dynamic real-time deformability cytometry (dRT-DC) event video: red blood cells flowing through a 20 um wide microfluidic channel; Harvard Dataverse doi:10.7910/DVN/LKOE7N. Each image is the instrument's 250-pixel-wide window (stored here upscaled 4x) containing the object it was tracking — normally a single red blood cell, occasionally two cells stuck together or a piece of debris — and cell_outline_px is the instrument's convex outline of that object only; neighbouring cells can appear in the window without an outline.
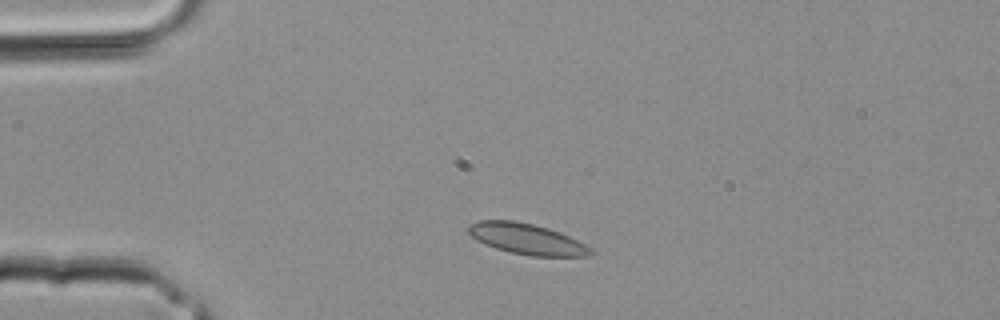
{"species": "common noctule bat (a hibernating species)", "species_latin": "Nyctalus noctula", "temperature_condition": "room temperature", "stored_images_in_passage": 31, "camera_frame_rate_fps": 3000, "um_per_image_px": 0.085, "animal": {"sex": "male", "body_mass_g": 20.4}, "frame": {"image": 1, "passage_image": 4, "time_ms": 1.0, "image_size_px": [1000, 320], "cell_outline_px": [[592, 252], [588, 256], [532, 256], [512, 252], [496, 248], [484, 244], [476, 240], [468, 232], [468, 228], [472, 224], [480, 220], [512, 220], [532, 224], [548, 228], [560, 232], [592, 248]], "centroid_in_image_um": [44.77, 20.31], "position_along_channel_um": 40.2, "area_um2": 21.62}}
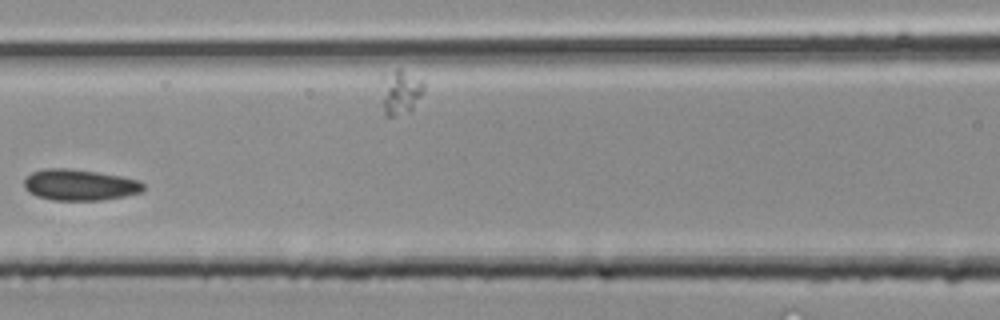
{"frame": {"image": 2, "passage_image": 12, "time_ms": 3.667, "image_size_px": [1000, 320], "cell_outline_px": [[144, 188], [140, 192], [124, 196], [100, 200], [52, 200], [36, 196], [28, 192], [24, 188], [24, 180], [32, 172], [44, 168], [68, 168], [96, 172], [120, 176], [140, 180], [144, 184]], "centroid_in_image_um": [6.74, 15.71], "position_along_channel_um": 159.9, "area_um2": 21.62}}
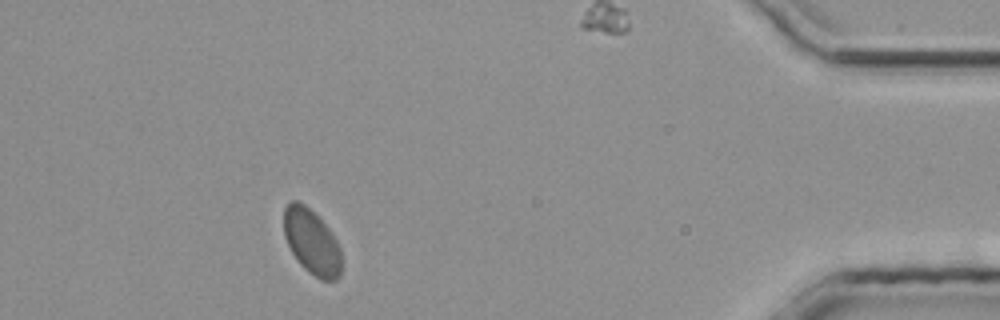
{"frame": {"image": 3, "passage_image": 28, "time_ms": 9.0, "image_size_px": [1000, 320], "cell_outline_px": [[340, 276], [336, 280], [320, 280], [308, 272], [296, 260], [284, 236], [284, 208], [292, 200], [296, 200], [304, 204], [332, 232], [340, 248]], "centroid_in_image_um": [26.48, 20.58], "position_along_channel_um": 408.7, "area_um2": 21.68}}